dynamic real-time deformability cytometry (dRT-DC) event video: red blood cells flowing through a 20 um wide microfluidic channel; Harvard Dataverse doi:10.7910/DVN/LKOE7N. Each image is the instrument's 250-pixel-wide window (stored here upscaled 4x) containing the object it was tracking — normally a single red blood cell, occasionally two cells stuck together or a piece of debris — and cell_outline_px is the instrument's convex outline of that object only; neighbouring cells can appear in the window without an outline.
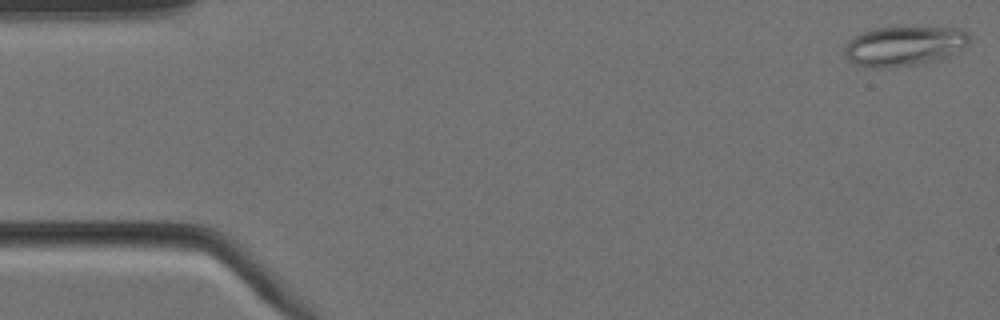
{"species": "Egyptian fruit bat (a non-hibernating species)", "species_latin": "Rousettus aegyptiacus", "temperature_condition": "cold", "stored_images_in_passage": 6, "camera_frame_rate_fps": 3000, "um_per_image_px": 0.085, "animal": {"sex": "female"}, "frame": {"image": 1, "passage_image": 1, "time_ms": 0.0, "image_size_px": [1000, 320], "cell_outline_px": [[968, 44], [948, 56], [916, 64], [888, 68], [872, 68], [856, 64], [848, 60], [844, 56], [844, 48], [848, 40], [852, 36], [860, 32], [872, 28], [960, 28], [968, 32]], "centroid_in_image_um": [76.76, 3.91], "position_along_channel_um": 8.2, "area_um2": 28.73}}